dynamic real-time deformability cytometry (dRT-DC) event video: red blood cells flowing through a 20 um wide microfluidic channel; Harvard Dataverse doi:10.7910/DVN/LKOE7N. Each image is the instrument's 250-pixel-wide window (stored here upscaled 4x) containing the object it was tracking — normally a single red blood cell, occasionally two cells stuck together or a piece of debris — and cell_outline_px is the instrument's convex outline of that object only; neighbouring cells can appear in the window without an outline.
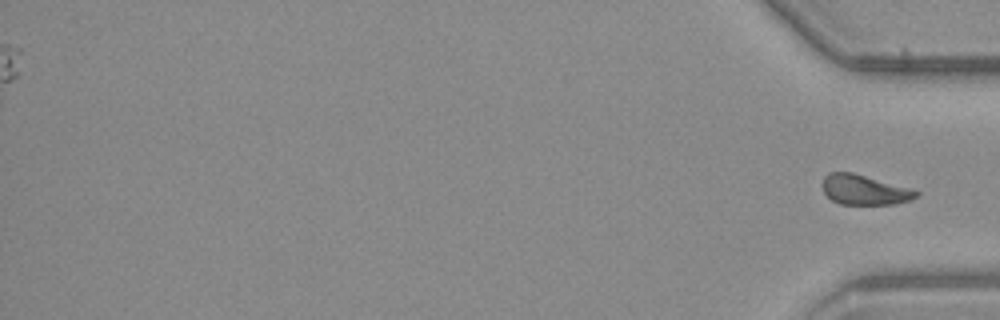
{"species": "common noctule bat (a hibernating species)", "species_latin": "Nyctalus noctula", "temperature_condition": "warm", "stored_images_in_passage": 46, "segment_of_instrument_passage": [2, 2], "camera_frame_rate_fps": 3000, "um_per_image_px": 0.085, "animal": {"sex": "male", "body_mass_g": 23.1, "forearm_length_mm": 52.7}, "frame": {"image": 1, "passage_image": 46, "time_ms": 15.0, "image_size_px": [1000, 320], "cell_outline_px": [[920, 192], [916, 196], [908, 200], [896, 204], [840, 204], [832, 200], [824, 192], [820, 184], [824, 176], [828, 172], [852, 172], [908, 188]], "centroid_in_image_um": [73.39, 16.13], "position_along_channel_um": 361.8, "area_um2": 16.18}}